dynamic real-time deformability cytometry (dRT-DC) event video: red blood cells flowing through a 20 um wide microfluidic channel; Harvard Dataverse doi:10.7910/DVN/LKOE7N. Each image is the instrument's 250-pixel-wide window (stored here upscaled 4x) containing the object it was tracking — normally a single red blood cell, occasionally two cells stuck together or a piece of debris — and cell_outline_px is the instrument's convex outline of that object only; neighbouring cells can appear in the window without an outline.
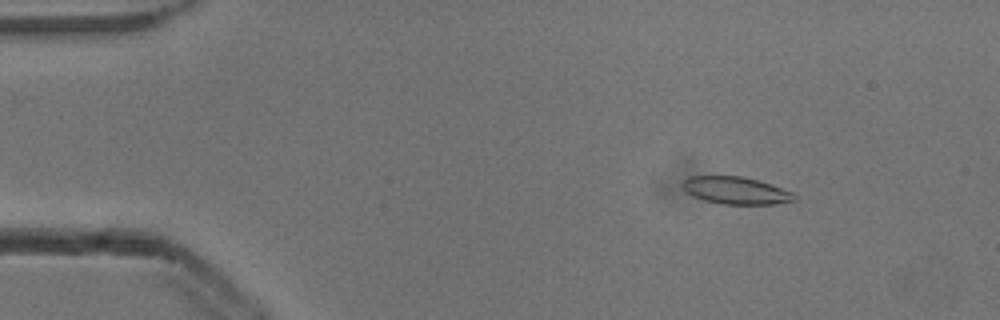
{"species": "common noctule bat (a hibernating species)", "species_latin": "Nyctalus noctula", "temperature_condition": "cold", "stored_images_in_passage": 18, "camera_frame_rate_fps": 3000, "um_per_image_px": 0.085, "animal": {"sex": "male", "body_mass_g": 13.3}, "frame": {"image": 1, "passage_image": 7, "time_ms": 2.0, "image_size_px": [1000, 320], "cell_outline_px": [[796, 200], [776, 204], [724, 204], [704, 200], [692, 196], [680, 184], [680, 180], [688, 176], [744, 176], [760, 180], [792, 192], [796, 196]], "centroid_in_image_um": [62.52, 16.18], "position_along_channel_um": 22.5, "area_um2": 17.98}}
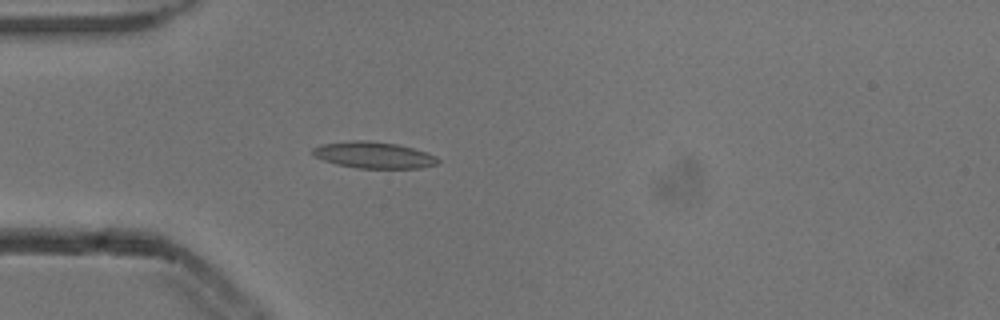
{"frame": {"image": 2, "passage_image": 15, "time_ms": 4.667, "image_size_px": [1000, 320], "cell_outline_px": [[440, 160], [436, 164], [420, 168], [356, 168], [336, 164], [324, 160], [316, 156], [312, 152], [312, 148], [320, 144], [356, 140], [364, 140], [396, 144], [428, 152], [436, 156]], "centroid_in_image_um": [31.78, 13.18], "position_along_channel_um": 53.2, "area_um2": 19.19}}